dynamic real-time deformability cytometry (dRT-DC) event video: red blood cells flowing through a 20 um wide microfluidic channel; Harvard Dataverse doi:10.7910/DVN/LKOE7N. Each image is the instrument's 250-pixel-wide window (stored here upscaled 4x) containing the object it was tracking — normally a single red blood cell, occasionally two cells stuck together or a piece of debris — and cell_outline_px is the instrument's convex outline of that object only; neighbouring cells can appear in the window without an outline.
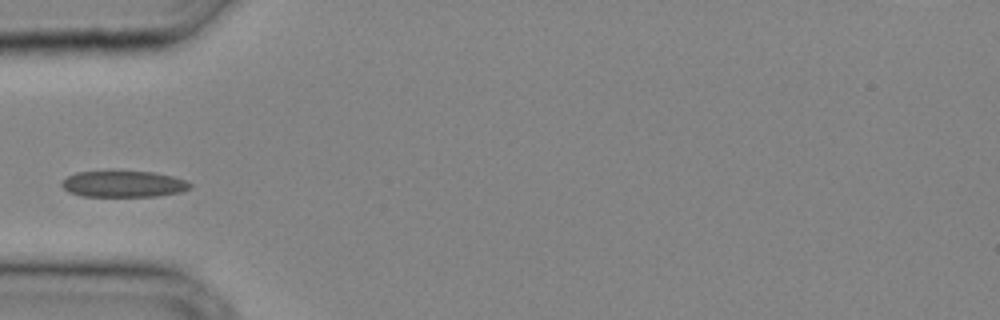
{"species": "common noctule bat (a hibernating species)", "species_latin": "Nyctalus noctula", "temperature_condition": "cold", "stored_images_in_passage": 23, "camera_frame_rate_fps": 3000, "um_per_image_px": 0.085, "animal": {"sex": "male", "body_mass_g": 20.4}, "frame": {"image": 1, "passage_image": 1, "time_ms": 0.0, "image_size_px": [1000, 320], "cell_outline_px": [[192, 188], [180, 192], [156, 196], [84, 196], [68, 192], [60, 184], [68, 176], [76, 172], [152, 172], [172, 176], [184, 180], [192, 184]], "centroid_in_image_um": [10.51, 15.65], "position_along_channel_um": 74.5, "area_um2": 19.36}}
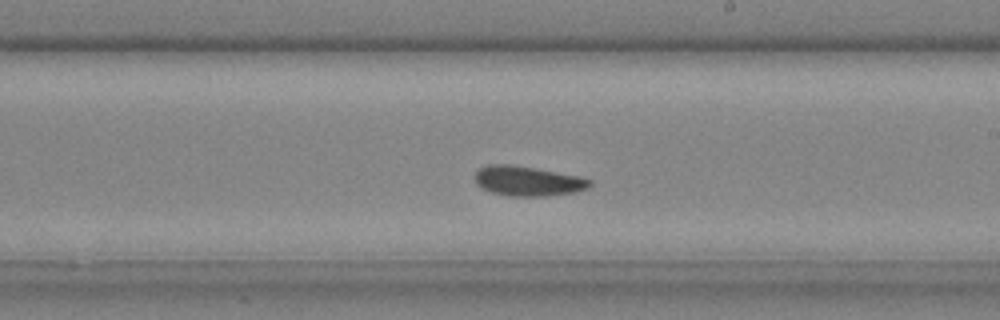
{"frame": {"image": 2, "passage_image": 10, "time_ms": 3.0, "image_size_px": [1000, 320], "cell_outline_px": [[592, 184], [588, 188], [572, 192], [548, 196], [508, 196], [488, 192], [480, 188], [476, 184], [476, 172], [480, 168], [488, 164], [512, 164], [536, 168], [580, 176], [592, 180]], "centroid_in_image_um": [44.84, 15.39], "position_along_channel_um": 244.2, "area_um2": 20.17}}